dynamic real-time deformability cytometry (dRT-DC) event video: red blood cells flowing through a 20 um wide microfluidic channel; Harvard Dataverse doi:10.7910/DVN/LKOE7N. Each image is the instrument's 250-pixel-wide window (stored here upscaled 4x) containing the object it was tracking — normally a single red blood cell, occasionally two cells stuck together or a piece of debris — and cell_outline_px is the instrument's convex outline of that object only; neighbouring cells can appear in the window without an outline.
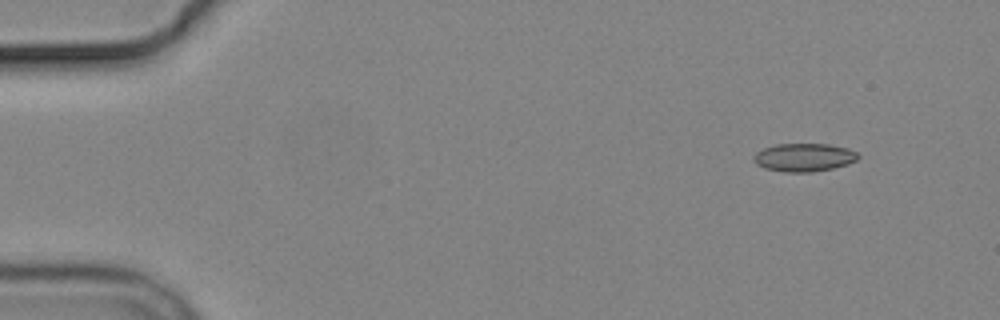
{"species": "common noctule bat (a hibernating species)", "species_latin": "Nyctalus noctula", "temperature_condition": "cold", "stored_images_in_passage": 6, "camera_frame_rate_fps": 3000, "um_per_image_px": 0.085, "animal": {"sex": "male", "body_mass_g": 19.2, "forearm_length_mm": 51.8}, "frame": {"image": 1, "passage_image": 2, "time_ms": 1.333, "image_size_px": [1000, 320], "cell_outline_px": [[860, 156], [856, 160], [848, 164], [832, 168], [812, 172], [784, 172], [764, 168], [756, 164], [752, 160], [752, 156], [756, 152], [764, 148], [776, 144], [828, 144], [848, 148], [856, 152]], "centroid_in_image_um": [68.31, 13.38], "position_along_channel_um": 16.7, "area_um2": 17.22}}
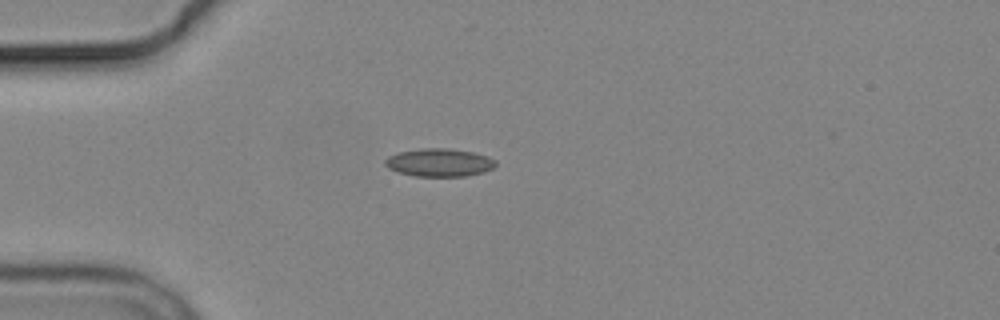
{"frame": {"image": 2, "passage_image": 4, "time_ms": 4.667, "image_size_px": [1000, 320], "cell_outline_px": [[496, 164], [492, 168], [484, 172], [468, 176], [416, 176], [396, 172], [388, 168], [384, 164], [384, 160], [388, 156], [396, 152], [420, 148], [448, 148], [472, 152], [488, 156], [496, 160]], "centroid_in_image_um": [37.31, 13.81], "position_along_channel_um": 47.7, "area_um2": 18.26}}
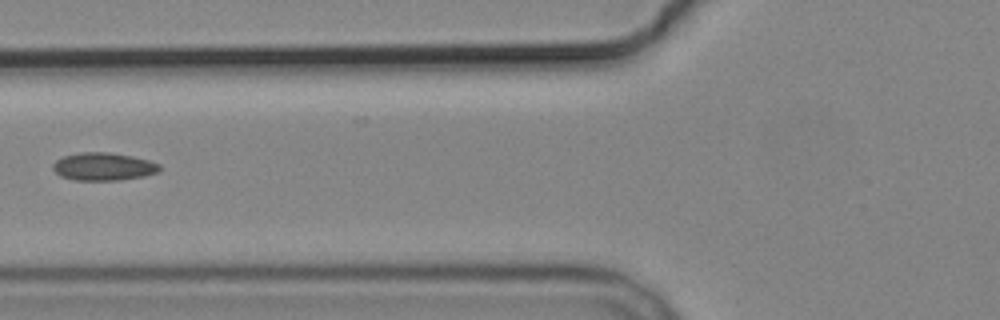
{"frame": {"image": 3, "passage_image": 6, "time_ms": 7.0, "image_size_px": [1000, 320], "cell_outline_px": [[160, 172], [144, 176], [120, 180], [76, 180], [60, 176], [52, 168], [52, 164], [56, 160], [64, 156], [76, 152], [108, 152], [132, 156], [148, 160], [160, 164]], "centroid_in_image_um": [8.79, 14.15], "position_along_channel_um": 117.0, "area_um2": 17.4}}